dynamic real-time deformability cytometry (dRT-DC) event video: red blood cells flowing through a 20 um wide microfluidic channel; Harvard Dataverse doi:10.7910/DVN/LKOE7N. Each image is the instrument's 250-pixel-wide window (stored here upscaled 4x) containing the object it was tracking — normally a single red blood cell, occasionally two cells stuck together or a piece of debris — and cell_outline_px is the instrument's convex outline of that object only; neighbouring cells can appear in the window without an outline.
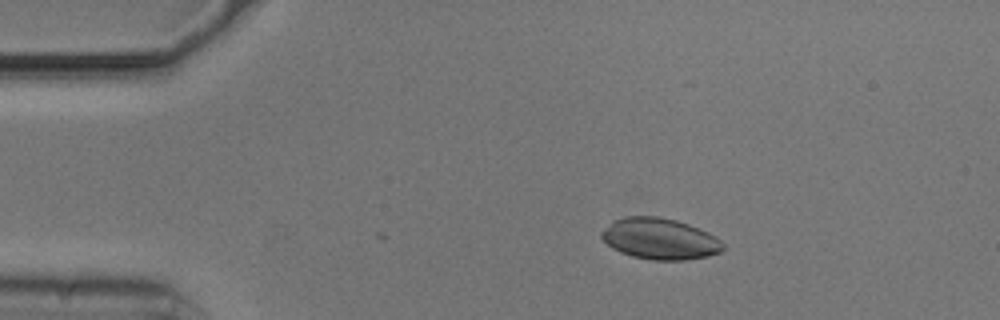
{"species": "common noctule bat (a hibernating species)", "species_latin": "Nyctalus noctula", "temperature_condition": "cold", "stored_images_in_passage": 55, "camera_frame_rate_fps": 3000, "um_per_image_px": 0.085, "animal": {"sex": "male", "body_mass_g": 20.5, "forearm_length_mm": 52.5}, "frame": {"image": 1, "passage_image": 10, "time_ms": 3.0, "image_size_px": [1000, 320], "cell_outline_px": [[724, 248], [720, 252], [708, 256], [684, 260], [652, 260], [632, 256], [620, 252], [612, 248], [600, 236], [600, 232], [612, 220], [628, 216], [656, 216], [676, 220], [688, 224], [708, 232], [716, 236], [724, 244]], "centroid_in_image_um": [56.07, 20.29], "position_along_channel_um": 28.9, "area_um2": 29.25}}
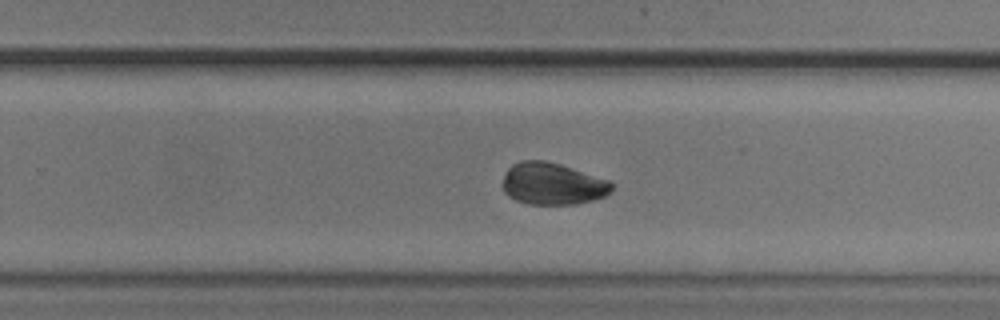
{"frame": {"image": 2, "passage_image": 35, "time_ms": 11.333, "image_size_px": [1000, 320], "cell_outline_px": [[616, 184], [612, 192], [604, 196], [592, 200], [576, 204], [528, 204], [516, 200], [508, 196], [504, 192], [500, 184], [508, 168], [512, 164], [520, 160], [544, 160], [560, 164], [608, 180]], "centroid_in_image_um": [46.95, 15.62], "position_along_channel_um": 282.9, "area_um2": 26.93}}
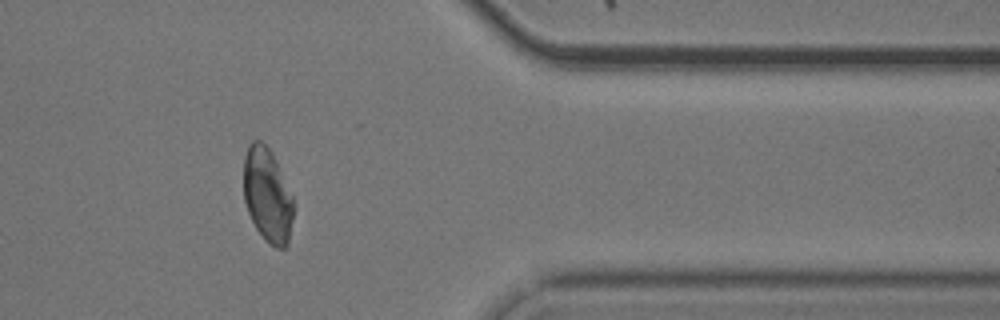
{"frame": {"image": 3, "passage_image": 45, "time_ms": 14.667, "image_size_px": [1000, 320], "cell_outline_px": [[296, 208], [288, 244], [284, 248], [276, 248], [268, 244], [264, 240], [256, 228], [248, 212], [244, 200], [244, 156], [248, 144], [252, 140], [260, 140], [272, 152], [292, 196]], "centroid_in_image_um": [22.75, 16.62], "position_along_channel_um": 388.7, "area_um2": 27.74}, "authors_computed_cell_mechanics": {"area_um2": 28.033, "velocity_mm_per_s": 3.7068, "shape_relaxation_time_tau1_ms": 3.9957, "shape_relaxation_time_tau2_ms": 7.7218, "deformation_change_tau1": 0.143, "deformation_change_tau2": 0.0777}}